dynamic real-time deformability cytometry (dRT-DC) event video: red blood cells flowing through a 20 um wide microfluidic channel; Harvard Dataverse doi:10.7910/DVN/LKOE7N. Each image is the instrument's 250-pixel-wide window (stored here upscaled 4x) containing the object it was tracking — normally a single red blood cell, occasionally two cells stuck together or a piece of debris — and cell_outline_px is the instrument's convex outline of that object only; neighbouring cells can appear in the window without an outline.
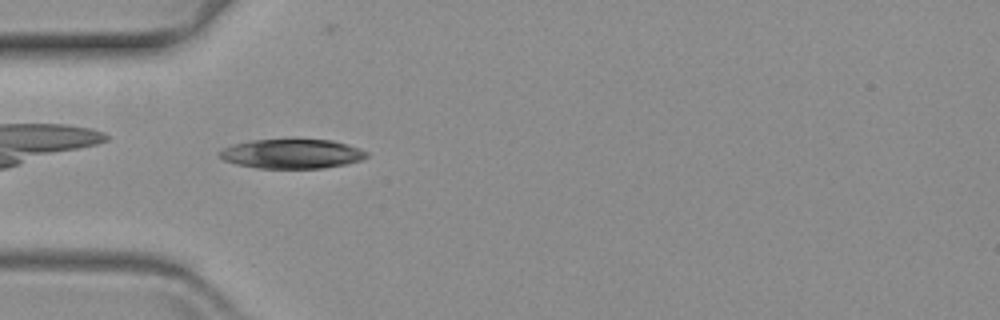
{"species": "common noctule bat (a hibernating species)", "species_latin": "Nyctalus noctula", "temperature_condition": "warm", "stored_images_in_passage": 45, "camera_frame_rate_fps": 3000, "um_per_image_px": 0.085, "animal": {"sex": "female", "body_mass_g": 19.3, "forearm_length_mm": 54.1}, "frame": {"image": 1, "passage_image": 4, "time_ms": 1.0, "image_size_px": [1000, 320], "cell_outline_px": [[368, 156], [360, 160], [344, 164], [320, 168], [256, 168], [236, 164], [224, 160], [216, 152], [232, 144], [252, 140], [332, 140], [360, 148], [368, 152]], "centroid_in_image_um": [24.78, 13.07], "position_along_channel_um": 60.2, "area_um2": 25.03}}
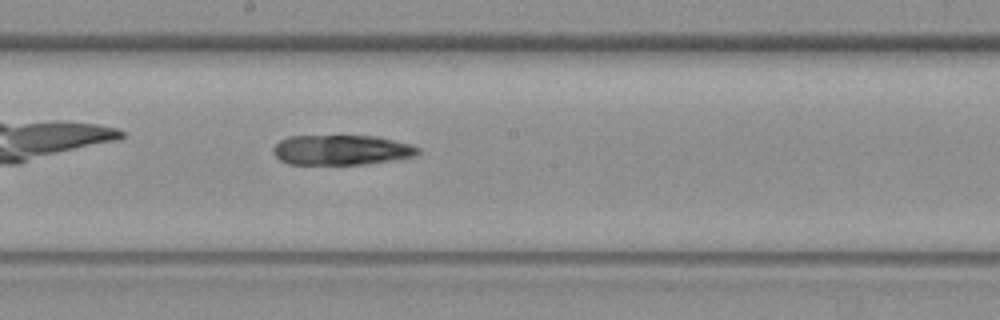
{"frame": {"image": 2, "passage_image": 18, "time_ms": 5.667, "image_size_px": [1000, 320], "cell_outline_px": [[420, 152], [416, 156], [368, 164], [288, 164], [280, 160], [272, 152], [272, 148], [280, 140], [288, 136], [376, 136], [412, 144], [420, 148]], "centroid_in_image_um": [29.03, 12.75], "position_along_channel_um": 219.2, "area_um2": 25.49}}
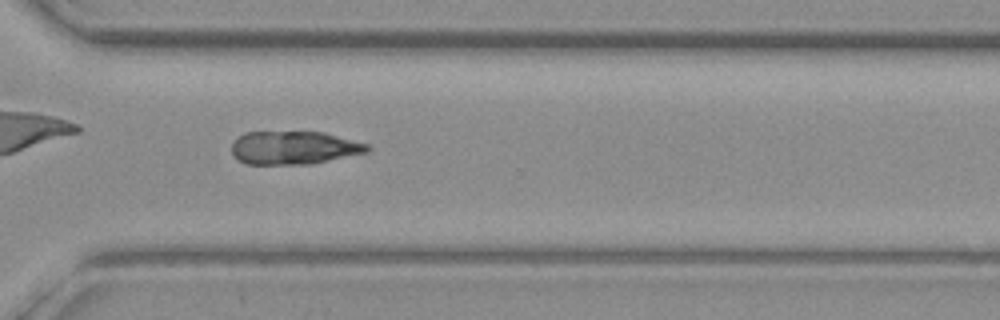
{"frame": {"image": 3, "passage_image": 29, "time_ms": 9.333, "image_size_px": [1000, 320], "cell_outline_px": [[372, 148], [368, 152], [312, 164], [244, 164], [232, 152], [232, 144], [244, 132], [324, 132], [368, 144]], "centroid_in_image_um": [25.02, 12.56], "position_along_channel_um": 345.6, "area_um2": 26.18}}